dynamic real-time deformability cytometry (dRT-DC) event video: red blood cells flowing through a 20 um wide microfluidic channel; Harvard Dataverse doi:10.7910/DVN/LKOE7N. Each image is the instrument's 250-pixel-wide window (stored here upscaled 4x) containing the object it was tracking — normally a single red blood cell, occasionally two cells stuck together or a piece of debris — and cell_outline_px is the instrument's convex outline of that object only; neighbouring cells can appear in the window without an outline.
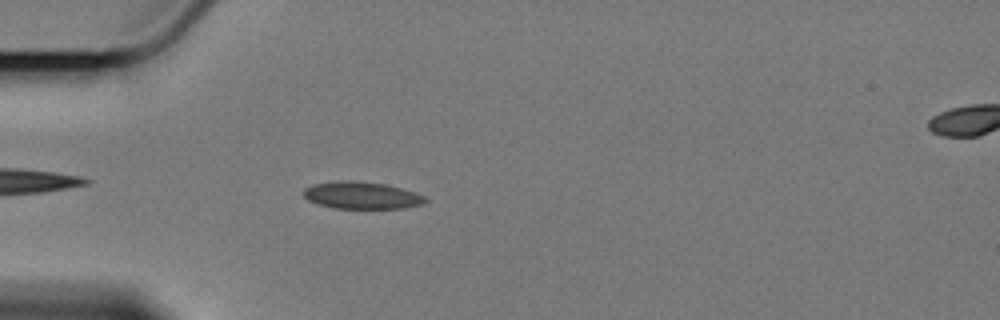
{"species": "Egyptian fruit bat (a non-hibernating species)", "species_latin": "Rousettus aegyptiacus", "temperature_condition": "cold", "stored_images_in_passage": 27, "camera_frame_rate_fps": 3000, "um_per_image_px": 0.085, "animal": {"sex": "female"}, "frame": {"image": 1, "passage_image": 4, "time_ms": 1.0, "image_size_px": [1000, 320], "cell_outline_px": [[428, 200], [424, 204], [404, 208], [332, 208], [308, 200], [304, 196], [304, 188], [312, 184], [340, 180], [356, 180], [384, 184], [400, 188], [424, 196]], "centroid_in_image_um": [30.73, 16.6], "position_along_channel_um": 54.3, "area_um2": 19.19}}
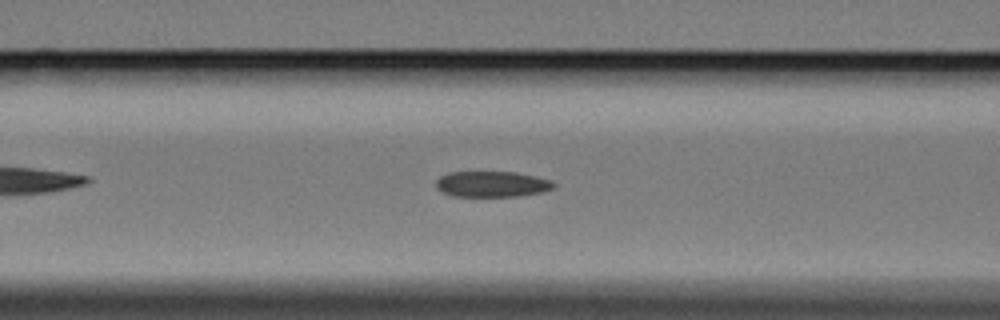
{"frame": {"image": 2, "passage_image": 11, "time_ms": 3.333, "image_size_px": [1000, 320], "cell_outline_px": [[556, 184], [552, 188], [540, 192], [516, 196], [452, 196], [436, 188], [436, 180], [440, 176], [448, 172], [516, 172], [552, 180]], "centroid_in_image_um": [41.79, 15.64], "position_along_channel_um": 124.8, "area_um2": 17.57}}
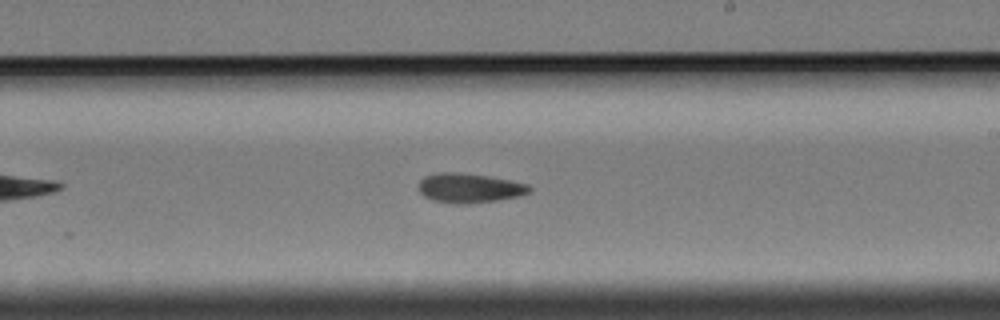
{"frame": {"image": 3, "passage_image": 22, "time_ms": 7.0, "image_size_px": [1000, 320], "cell_outline_px": [[532, 188], [528, 192], [520, 196], [496, 200], [464, 204], [452, 204], [432, 200], [424, 196], [420, 192], [420, 180], [424, 176], [440, 172], [456, 172], [488, 176], [512, 180], [528, 184]], "centroid_in_image_um": [39.9, 15.98], "position_along_channel_um": 249.1, "area_um2": 19.02}}